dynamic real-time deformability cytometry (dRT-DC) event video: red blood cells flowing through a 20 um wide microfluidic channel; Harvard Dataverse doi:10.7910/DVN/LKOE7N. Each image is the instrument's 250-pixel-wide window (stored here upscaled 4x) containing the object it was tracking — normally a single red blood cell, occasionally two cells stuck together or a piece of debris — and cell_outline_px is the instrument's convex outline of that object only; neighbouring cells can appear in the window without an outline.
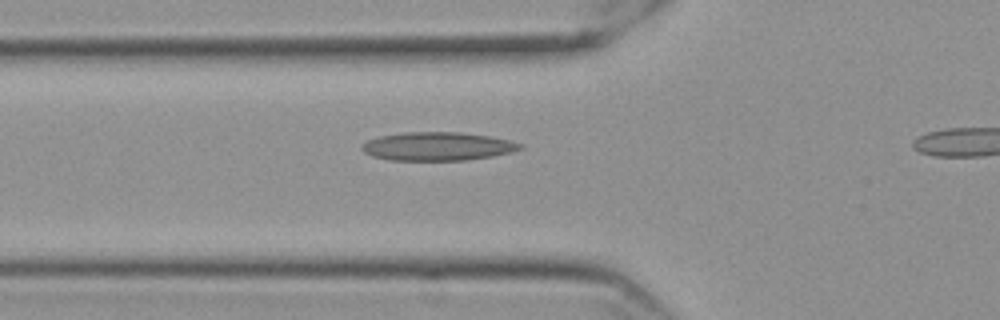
{"species": "Egyptian fruit bat (a non-hibernating species)", "species_latin": "Rousettus aegyptiacus", "temperature_condition": "cold", "stored_images_in_passage": 32, "camera_frame_rate_fps": 3000, "um_per_image_px": 0.085, "frame": {"image": 1, "passage_image": 5, "time_ms": 1.333, "image_size_px": [1000, 320], "cell_outline_px": [[524, 148], [512, 152], [492, 156], [464, 160], [388, 160], [372, 156], [364, 152], [360, 148], [360, 144], [368, 140], [380, 136], [404, 132], [460, 132], [488, 136], [508, 140], [524, 144]], "centroid_in_image_um": [37.17, 12.44], "position_along_channel_um": 88.6, "area_um2": 26.3}}
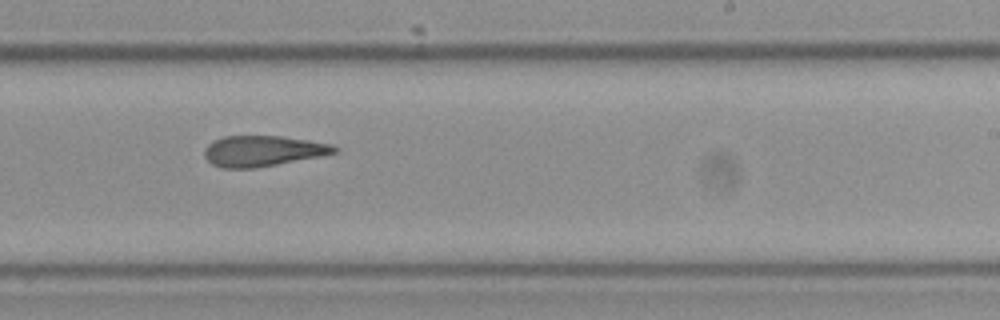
{"frame": {"image": 2, "passage_image": 20, "time_ms": 6.333, "image_size_px": [1000, 320], "cell_outline_px": [[340, 148], [336, 152], [320, 156], [256, 168], [220, 168], [212, 164], [204, 156], [204, 148], [212, 140], [224, 136], [280, 136], [308, 140], [332, 144]], "centroid_in_image_um": [22.31, 12.83], "position_along_channel_um": 266.7, "area_um2": 23.29}}
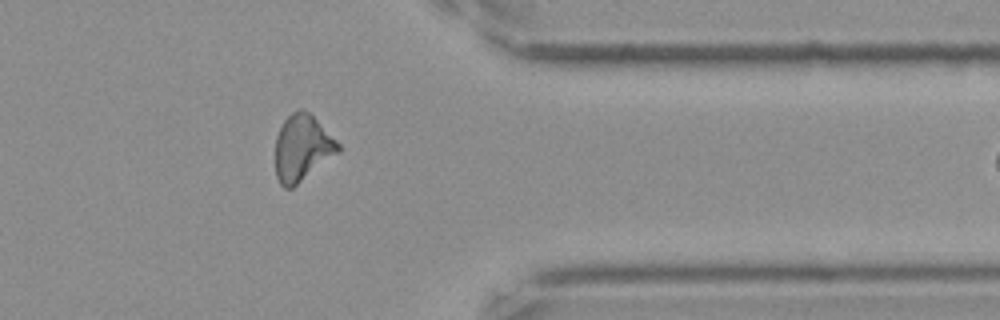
{"frame": {"image": 3, "passage_image": 31, "time_ms": 10.0, "image_size_px": [1000, 320], "cell_outline_px": [[340, 152], [292, 188], [284, 188], [280, 184], [276, 176], [276, 136], [284, 120], [292, 112], [300, 108], [304, 108], [340, 144]], "centroid_in_image_um": [25.68, 12.58], "position_along_channel_um": 385.7, "area_um2": 24.04}}